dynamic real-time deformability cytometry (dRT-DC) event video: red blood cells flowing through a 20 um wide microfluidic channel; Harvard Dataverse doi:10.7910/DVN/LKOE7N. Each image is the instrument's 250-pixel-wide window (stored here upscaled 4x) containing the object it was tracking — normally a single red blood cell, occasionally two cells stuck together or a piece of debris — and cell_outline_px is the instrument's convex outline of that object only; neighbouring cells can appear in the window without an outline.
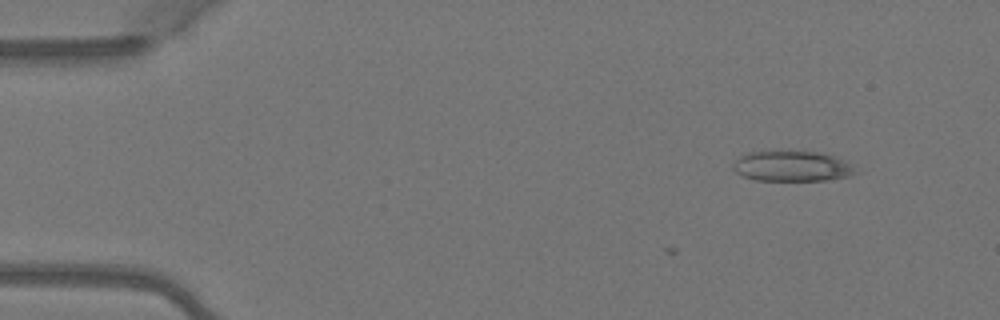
{"species": "Egyptian fruit bat (a non-hibernating species)", "species_latin": "Rousettus aegyptiacus", "temperature_condition": "warm", "stored_images_in_passage": 3, "camera_frame_rate_fps": 3000, "um_per_image_px": 0.085, "animal": {"sex": "female"}, "frame": {"image": 1, "passage_image": 1, "time_ms": 0.0, "image_size_px": [1000, 320], "cell_outline_px": [[856, 172], [848, 176], [824, 180], [756, 180], [744, 176], [736, 172], [732, 168], [732, 164], [740, 156], [748, 152], [788, 148], [816, 152], [832, 156], [848, 164]], "centroid_in_image_um": [67.2, 14.08], "position_along_channel_um": 17.8, "area_um2": 21.91}}